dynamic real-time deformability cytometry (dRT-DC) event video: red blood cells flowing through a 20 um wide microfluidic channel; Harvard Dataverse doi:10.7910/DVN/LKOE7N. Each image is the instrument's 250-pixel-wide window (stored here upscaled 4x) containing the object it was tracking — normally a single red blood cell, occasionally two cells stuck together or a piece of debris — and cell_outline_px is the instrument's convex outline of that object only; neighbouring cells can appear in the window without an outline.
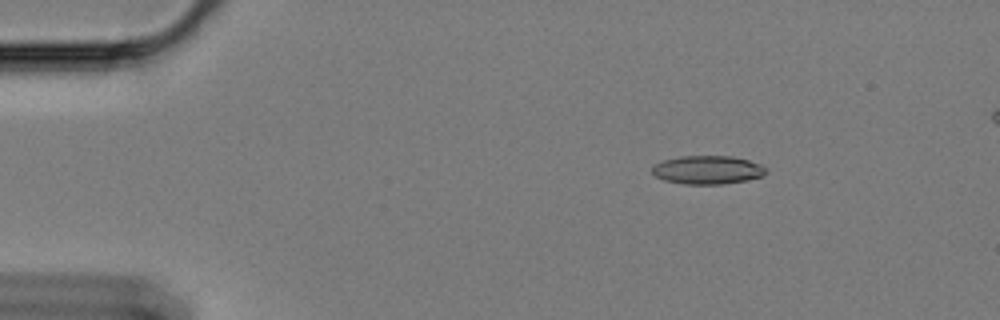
{"species": "Egyptian fruit bat (a non-hibernating species)", "species_latin": "Rousettus aegyptiacus", "temperature_condition": "cold", "stored_images_in_passage": 58, "camera_frame_rate_fps": 3000, "um_per_image_px": 0.085, "animal": {"sex": "female"}, "frame": {"image": 1, "passage_image": 8, "time_ms": 2.333, "image_size_px": [1000, 320], "cell_outline_px": [[768, 172], [760, 176], [744, 180], [724, 184], [684, 184], [664, 180], [656, 176], [652, 172], [652, 168], [656, 164], [664, 160], [680, 156], [732, 156], [748, 160], [760, 164], [768, 168]], "centroid_in_image_um": [60.16, 14.43], "position_along_channel_um": 24.8, "area_um2": 18.79}}
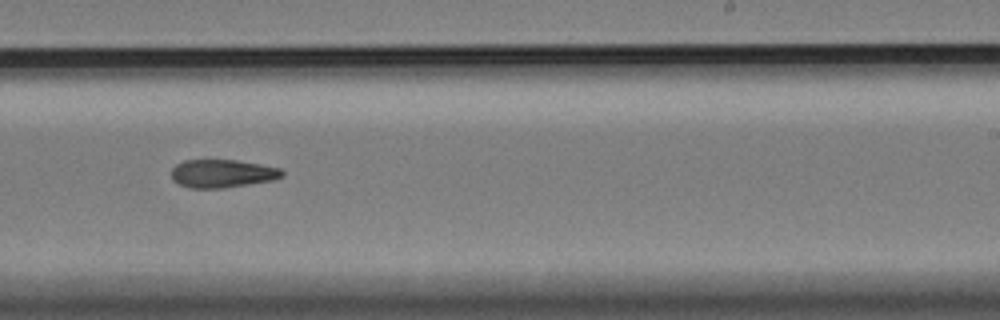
{"frame": {"image": 2, "passage_image": 36, "time_ms": 11.667, "image_size_px": [1000, 320], "cell_outline_px": [[284, 176], [272, 180], [224, 188], [188, 188], [172, 180], [172, 168], [176, 164], [184, 160], [236, 160], [260, 164], [280, 168], [284, 172]], "centroid_in_image_um": [18.89, 14.75], "position_along_channel_um": 270.1, "area_um2": 18.15}}
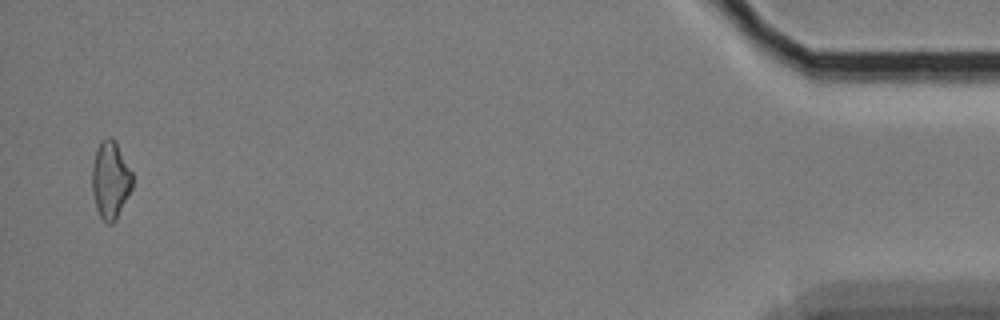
{"frame": {"image": 3, "passage_image": 57, "time_ms": 18.667, "image_size_px": [1000, 320], "cell_outline_px": [[132, 188], [116, 220], [112, 224], [108, 224], [100, 216], [96, 208], [92, 192], [92, 164], [96, 148], [100, 140], [108, 136], [112, 136], [116, 140], [132, 172]], "centroid_in_image_um": [9.38, 15.25], "position_along_channel_um": 425.8, "area_um2": 18.5}, "authors_computed_cell_mechanics": {"area_um2": 18.785, "velocity_mm_per_s": 3.3867, "shape_relaxation_time_tau1_ms": null, "shape_relaxation_time_tau2_ms": 5.3425, "deformation_change_tau1": null, "deformation_change_tau2": 0.1488}}